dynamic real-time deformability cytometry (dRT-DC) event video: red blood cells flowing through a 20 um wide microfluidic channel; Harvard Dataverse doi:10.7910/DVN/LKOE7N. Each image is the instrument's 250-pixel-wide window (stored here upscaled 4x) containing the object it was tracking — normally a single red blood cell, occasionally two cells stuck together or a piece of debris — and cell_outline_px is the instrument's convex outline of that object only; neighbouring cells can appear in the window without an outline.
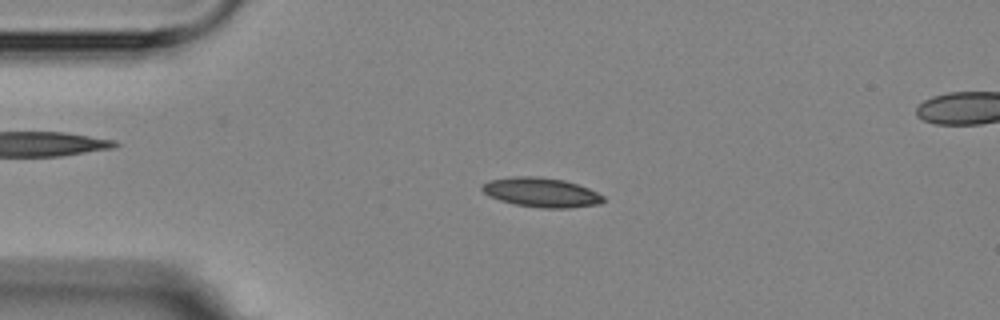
{"species": "Egyptian fruit bat (a non-hibernating species)", "species_latin": "Rousettus aegyptiacus", "temperature_condition": "room temperature", "stored_images_in_passage": 5, "segment_of_instrument_passage": [1, 2], "camera_frame_rate_fps": 3000, "um_per_image_px": 0.085, "animal": {"sex": "female"}, "frame": {"image": 1, "passage_image": 3, "time_ms": 2.333, "image_size_px": [1000, 320], "cell_outline_px": [[604, 200], [600, 204], [568, 208], [540, 208], [516, 204], [500, 200], [488, 196], [480, 188], [488, 180], [512, 176], [540, 176], [564, 180], [588, 188], [604, 196]], "centroid_in_image_um": [45.99, 16.35], "position_along_channel_um": 39.0, "area_um2": 20.81}}